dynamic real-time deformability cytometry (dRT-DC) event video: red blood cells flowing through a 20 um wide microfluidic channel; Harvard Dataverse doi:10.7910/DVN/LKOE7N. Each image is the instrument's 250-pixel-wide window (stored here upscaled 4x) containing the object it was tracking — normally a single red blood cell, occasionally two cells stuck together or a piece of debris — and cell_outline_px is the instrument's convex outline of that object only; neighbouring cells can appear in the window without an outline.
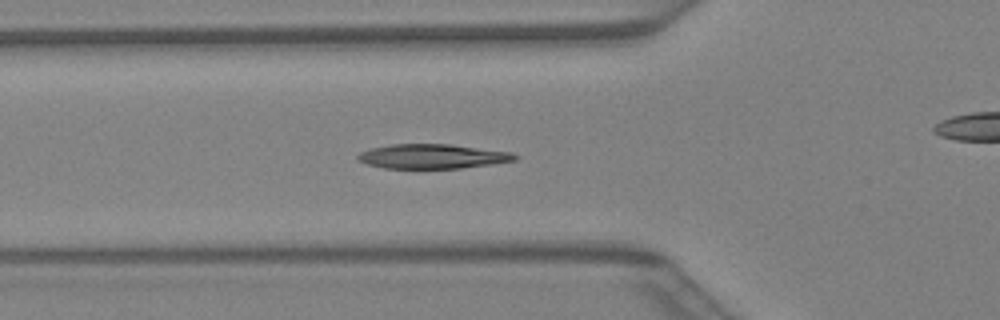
{"species": "Egyptian fruit bat (a non-hibernating species)", "species_latin": "Rousettus aegyptiacus", "temperature_condition": "warm", "stored_images_in_passage": 33, "camera_frame_rate_fps": 3000, "um_per_image_px": 0.085, "animal": {"sex": "female"}, "frame": {"image": 1, "passage_image": 14, "time_ms": 4.333, "image_size_px": [1000, 320], "cell_outline_px": [[520, 156], [516, 160], [492, 164], [460, 168], [384, 168], [368, 164], [356, 160], [356, 156], [360, 152], [372, 148], [392, 144], [452, 144], [512, 152]], "centroid_in_image_um": [36.78, 13.29], "position_along_channel_um": 89.0, "area_um2": 22.48}}
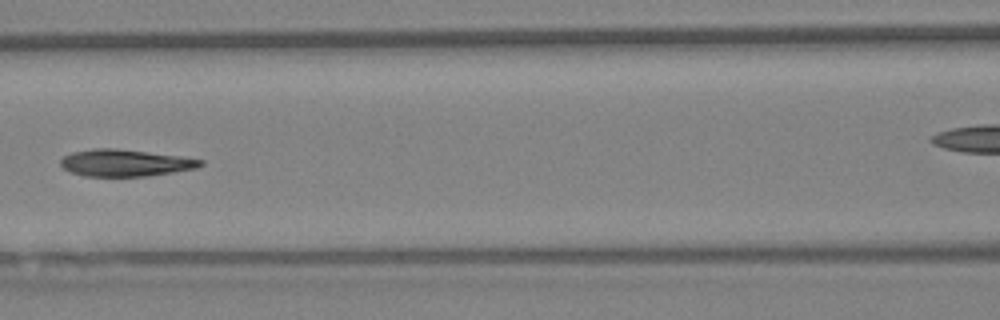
{"frame": {"image": 2, "passage_image": 18, "time_ms": 5.667, "image_size_px": [1000, 320], "cell_outline_px": [[204, 164], [196, 168], [148, 176], [84, 176], [72, 172], [64, 168], [60, 164], [60, 160], [64, 156], [72, 152], [92, 148], [116, 148], [180, 156], [204, 160]], "centroid_in_image_um": [10.63, 13.84], "position_along_channel_um": 156.0, "area_um2": 21.85}}
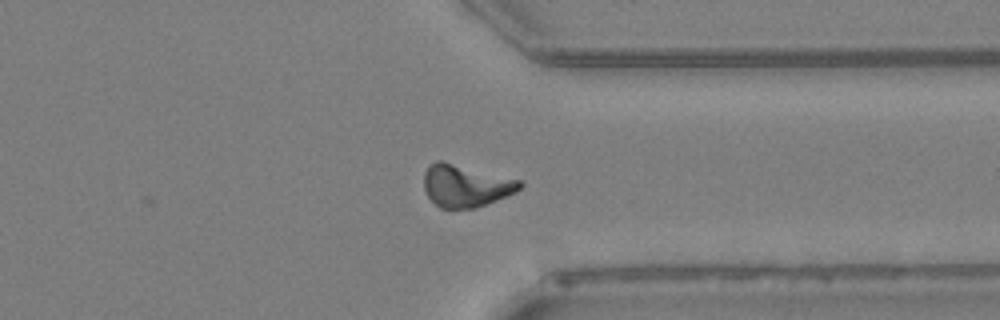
{"frame": {"image": 3, "passage_image": 31, "time_ms": 10.0, "image_size_px": [1000, 320], "cell_outline_px": [[524, 184], [516, 192], [476, 208], [440, 208], [428, 196], [424, 188], [424, 172], [428, 164], [436, 160], [440, 160], [520, 180]], "centroid_in_image_um": [39.56, 15.78], "position_along_channel_um": 371.8, "area_um2": 23.47}}